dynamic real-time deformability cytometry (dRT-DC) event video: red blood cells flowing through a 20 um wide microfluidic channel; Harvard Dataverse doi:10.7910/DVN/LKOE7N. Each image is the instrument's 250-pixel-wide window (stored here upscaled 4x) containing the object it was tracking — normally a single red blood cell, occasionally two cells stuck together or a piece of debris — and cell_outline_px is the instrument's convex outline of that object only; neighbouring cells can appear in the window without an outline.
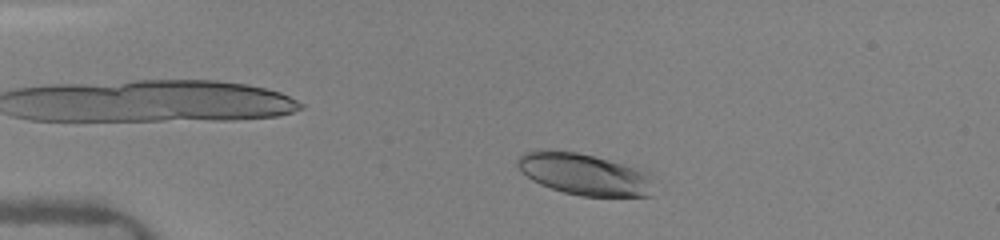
{"species": "human", "species_latin": "Homo sapiens", "temperature_condition": "warm", "stored_images_in_passage": 39, "camera_frame_rate_fps": 3000, "um_per_image_px": 0.085, "donor": {"sex": "female"}, "frame": {"image": 1, "passage_image": 6, "time_ms": 1.333, "image_size_px": [1000, 240], "cell_outline_px": [[652, 196], [580, 196], [564, 192], [540, 184], [532, 180], [520, 172], [516, 164], [516, 160], [524, 152], [544, 148], [548, 148], [576, 152], [608, 160], [648, 172], [652, 176]], "centroid_in_image_um": [49.61, 14.79], "position_along_channel_um": 35.4, "area_um2": 33.23}}
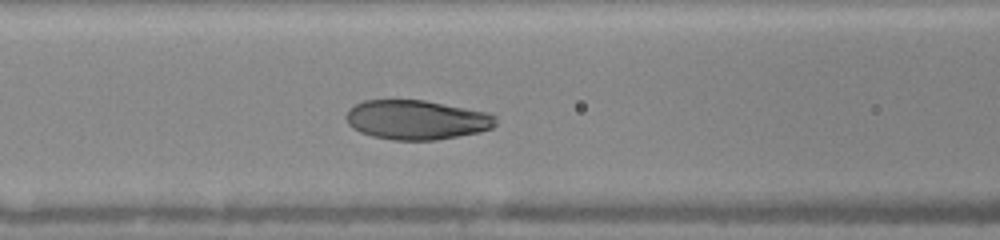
{"frame": {"image": 2, "passage_image": 16, "time_ms": 5.0, "image_size_px": [1000, 240], "cell_outline_px": [[496, 124], [492, 128], [480, 132], [436, 140], [392, 140], [372, 136], [360, 132], [352, 128], [348, 124], [344, 116], [348, 108], [364, 100], [424, 100], [492, 112], [496, 116]], "centroid_in_image_um": [35.42, 10.18], "position_along_channel_um": 131.2, "area_um2": 34.85}}
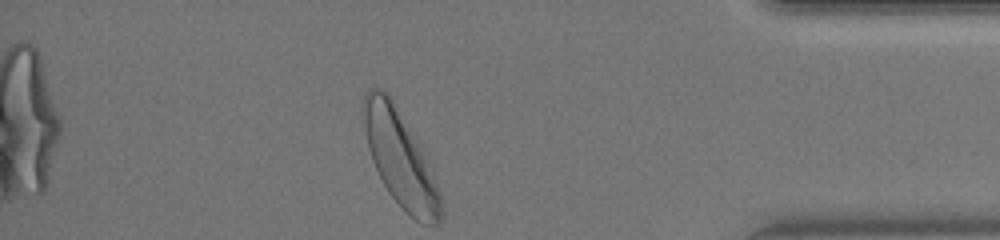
{"frame": {"image": 3, "passage_image": 39, "time_ms": 12.333, "image_size_px": [1000, 240], "cell_outline_px": [[444, 212], [440, 220], [436, 224], [424, 224], [416, 220], [388, 192], [372, 160], [368, 148], [360, 108], [364, 92], [368, 88], [380, 88], [388, 92], [412, 136], [440, 192], [444, 204]], "centroid_in_image_um": [33.95, 13.45], "position_along_channel_um": 401.2, "area_um2": 41.79}, "authors_computed_cell_mechanics": {"area_um2": 34.68, "velocity_mm_per_s": 4.0832, "shape_relaxation_time_tau1_ms": 2.2139, "shape_relaxation_time_tau2_ms": null, "deformation_change_tau1": 0.1258, "deformation_change_tau2": null}}